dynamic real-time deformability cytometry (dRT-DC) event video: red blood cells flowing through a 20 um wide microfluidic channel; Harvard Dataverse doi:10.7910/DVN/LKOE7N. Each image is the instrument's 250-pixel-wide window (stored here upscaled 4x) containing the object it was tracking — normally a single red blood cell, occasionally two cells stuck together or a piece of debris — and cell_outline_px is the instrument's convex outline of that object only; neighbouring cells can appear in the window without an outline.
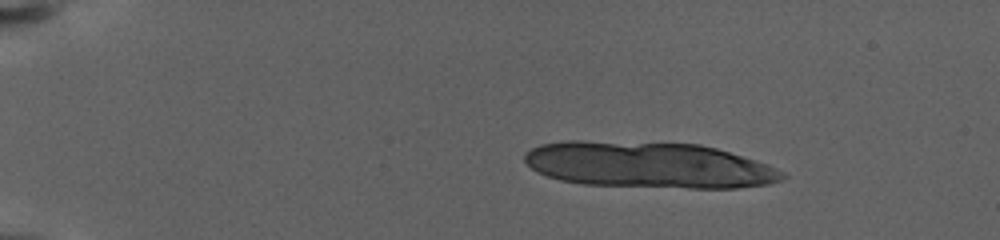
{"species": "human", "species_latin": "Homo sapiens", "temperature_condition": "warm", "stored_images_in_passage": 42, "camera_frame_rate_fps": 3000, "um_per_image_px": 0.085, "donor": {"sex": "female"}, "frame": {"image": 1, "passage_image": 5, "time_ms": 2.333, "image_size_px": [1000, 240], "cell_outline_px": [[788, 176], [784, 180], [768, 184], [736, 188], [688, 188], [584, 184], [560, 180], [536, 172], [524, 160], [524, 152], [540, 144], [564, 140], [580, 140], [700, 144], [716, 148], [756, 160], [776, 168], [784, 172]], "centroid_in_image_um": [55.14, 14.02], "position_along_channel_um": 29.9, "area_um2": 69.65}}
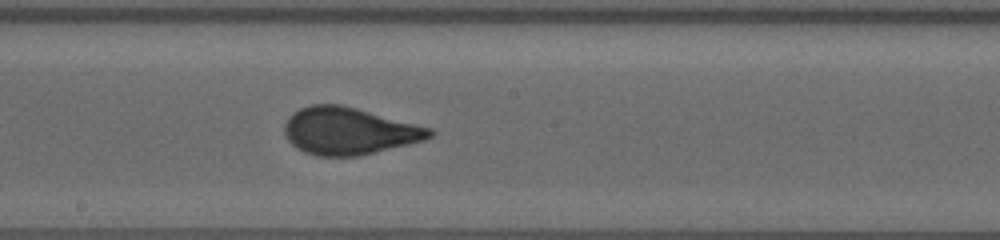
{"frame": {"image": 2, "passage_image": 21, "time_ms": 13.0, "image_size_px": [1000, 240], "cell_outline_px": [[436, 132], [432, 136], [424, 140], [360, 156], [316, 156], [304, 152], [296, 148], [288, 140], [284, 132], [284, 124], [288, 116], [292, 112], [300, 108], [312, 104], [340, 104], [356, 108], [432, 128]], "centroid_in_image_um": [29.64, 11.14], "position_along_channel_um": 218.6, "area_um2": 40.0}}
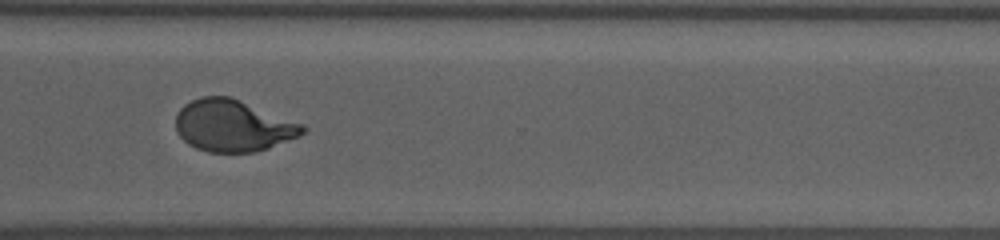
{"frame": {"image": 3, "passage_image": 34, "time_ms": 17.667, "image_size_px": [1000, 240], "cell_outline_px": [[308, 128], [300, 136], [268, 148], [256, 152], [208, 152], [196, 148], [188, 144], [180, 136], [176, 128], [176, 112], [184, 104], [200, 96], [228, 96], [304, 124]], "centroid_in_image_um": [19.8, 10.69], "position_along_channel_um": 350.8, "area_um2": 38.26}, "authors_computed_cell_mechanics": {"area_um2": 39.7086, "velocity_mm_per_s": 2.837, "shape_relaxation_time_tau1_ms": 9.7576, "shape_relaxation_time_tau2_ms": null, "deformation_change_tau1": 0.2603, "deformation_change_tau2": null}}